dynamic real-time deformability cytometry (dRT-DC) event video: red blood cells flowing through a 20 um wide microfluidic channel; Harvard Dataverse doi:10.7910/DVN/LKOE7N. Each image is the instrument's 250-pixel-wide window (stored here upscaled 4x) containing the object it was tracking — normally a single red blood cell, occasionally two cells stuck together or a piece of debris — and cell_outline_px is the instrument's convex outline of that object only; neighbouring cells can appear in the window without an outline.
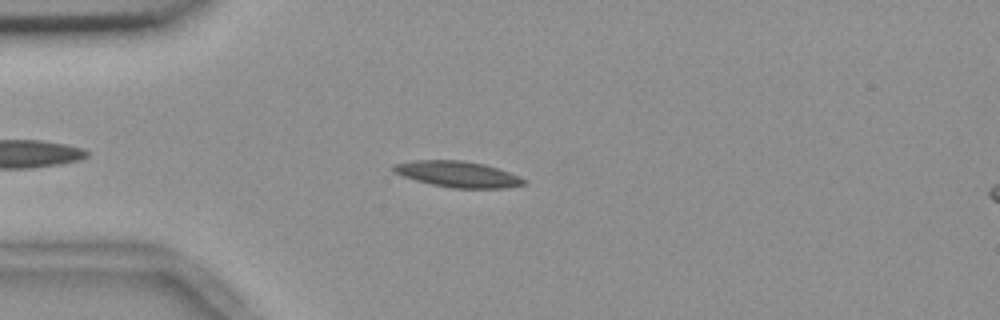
{"species": "common noctule bat (a hibernating species)", "species_latin": "Nyctalus noctula", "temperature_condition": "room temperature", "stored_images_in_passage": 44, "camera_frame_rate_fps": 3000, "um_per_image_px": 0.085, "animal": {"sex": "female", "body_mass_g": 18.4}, "frame": {"image": 1, "passage_image": 3, "time_ms": 0.667, "image_size_px": [1000, 320], "cell_outline_px": [[528, 180], [524, 184], [508, 188], [452, 188], [432, 184], [416, 180], [392, 172], [392, 164], [412, 160], [460, 160], [484, 164], [508, 172]], "centroid_in_image_um": [38.88, 14.8], "position_along_channel_um": 46.1, "area_um2": 19.71}}
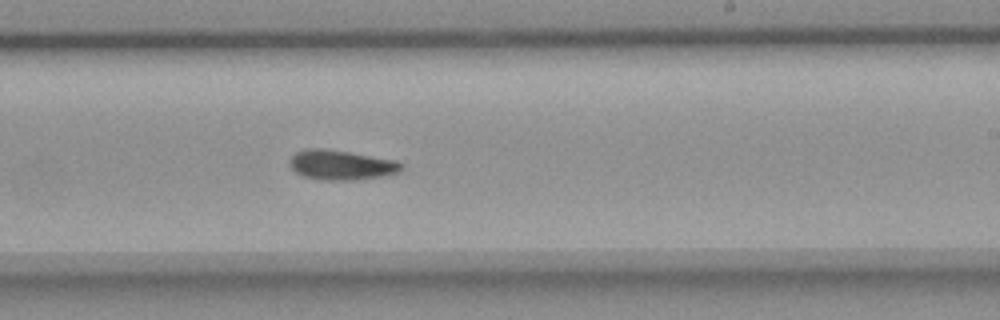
{"frame": {"image": 2, "passage_image": 22, "time_ms": 7.0, "image_size_px": [1000, 320], "cell_outline_px": [[404, 168], [400, 172], [384, 176], [356, 180], [320, 180], [304, 176], [296, 172], [288, 164], [288, 160], [296, 152], [308, 148], [324, 148], [396, 160], [404, 164]], "centroid_in_image_um": [29.02, 14.03], "position_along_channel_um": 260.0, "area_um2": 19.59}}
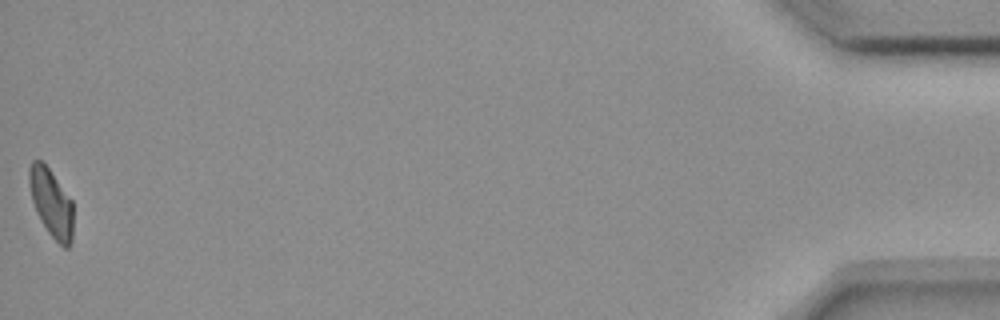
{"frame": {"image": 3, "passage_image": 44, "time_ms": 14.333, "image_size_px": [1000, 320], "cell_outline_px": [[72, 240], [68, 248], [64, 248], [48, 232], [40, 220], [36, 212], [32, 200], [28, 184], [28, 168], [32, 160], [40, 160], [48, 168], [72, 200]], "centroid_in_image_um": [4.33, 17.24], "position_along_channel_um": 430.9, "area_um2": 17.4}, "authors_computed_cell_mechanics": {"area_um2": 18.6694, "velocity_mm_per_s": 3.6565, "shape_relaxation_time_tau1_ms": null, "shape_relaxation_time_tau2_ms": 9.3502, "deformation_change_tau1": null, "deformation_change_tau2": 0.1679}}